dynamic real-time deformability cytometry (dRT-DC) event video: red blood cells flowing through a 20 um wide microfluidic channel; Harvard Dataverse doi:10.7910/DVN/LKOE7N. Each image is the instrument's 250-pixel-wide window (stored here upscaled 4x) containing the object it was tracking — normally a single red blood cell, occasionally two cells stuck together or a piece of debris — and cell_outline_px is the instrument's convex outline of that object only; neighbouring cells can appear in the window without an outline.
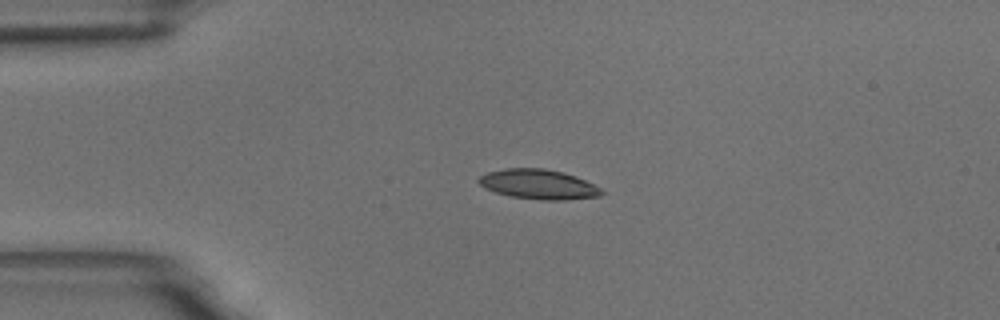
{"species": "common noctule bat (a hibernating species)", "species_latin": "Nyctalus noctula", "temperature_condition": "room temperature", "stored_images_in_passage": 46, "camera_frame_rate_fps": 3000, "um_per_image_px": 0.085, "animal": {"sex": "male", "body_mass_g": 18.8}, "frame": {"image": 1, "passage_image": 1, "time_ms": 0.0, "image_size_px": [1000, 320], "cell_outline_px": [[604, 192], [600, 196], [564, 200], [544, 200], [512, 196], [496, 192], [480, 184], [476, 180], [480, 176], [488, 172], [508, 168], [544, 168], [564, 172], [576, 176], [600, 188]], "centroid_in_image_um": [45.79, 15.66], "position_along_channel_um": 39.2, "area_um2": 21.04}}
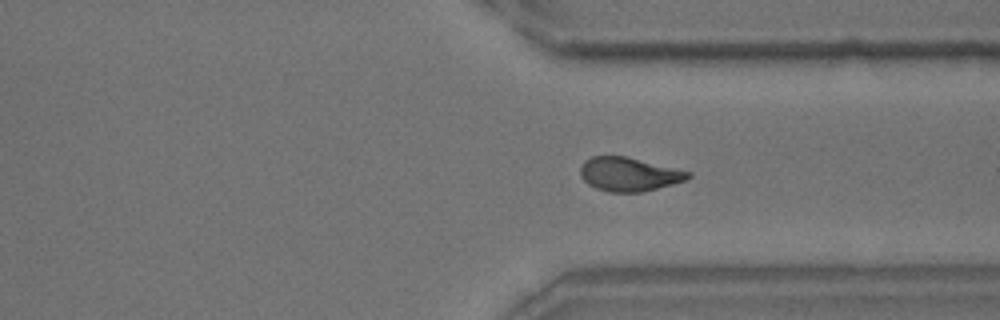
{"frame": {"image": 2, "passage_image": 31, "time_ms": 10.0, "image_size_px": [1000, 320], "cell_outline_px": [[692, 176], [684, 180], [672, 184], [640, 192], [608, 192], [596, 188], [588, 184], [584, 180], [580, 172], [580, 168], [584, 160], [592, 156], [624, 156], [692, 172]], "centroid_in_image_um": [53.44, 14.81], "position_along_channel_um": 358.0, "area_um2": 20.98}}
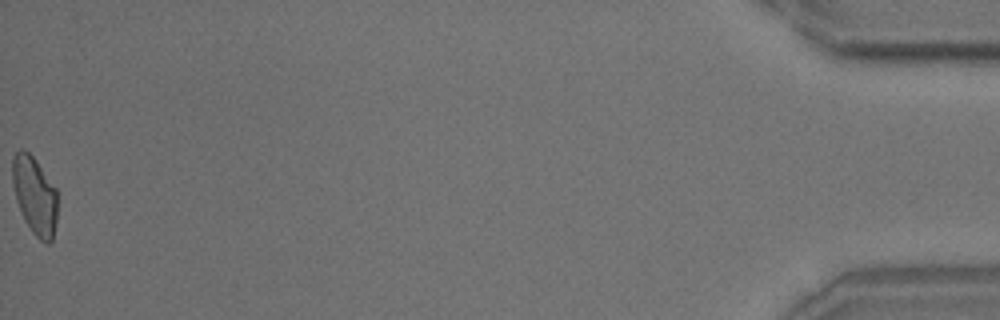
{"frame": {"image": 3, "passage_image": 46, "time_ms": 15.0, "image_size_px": [1000, 320], "cell_outline_px": [[56, 224], [52, 240], [48, 244], [44, 244], [32, 232], [24, 220], [16, 200], [12, 180], [12, 156], [20, 148], [28, 152], [36, 160], [56, 188]], "centroid_in_image_um": [2.94, 16.62], "position_along_channel_um": 432.3, "area_um2": 20.46}, "authors_computed_cell_mechanics": {"area_um2": 21.0681, "velocity_mm_per_s": 3.4735, "shape_relaxation_time_tau1_ms": 7.7745, "shape_relaxation_time_tau2_ms": 3.7653, "deformation_change_tau1": 0.1883, "deformation_change_tau2": 0.09}}